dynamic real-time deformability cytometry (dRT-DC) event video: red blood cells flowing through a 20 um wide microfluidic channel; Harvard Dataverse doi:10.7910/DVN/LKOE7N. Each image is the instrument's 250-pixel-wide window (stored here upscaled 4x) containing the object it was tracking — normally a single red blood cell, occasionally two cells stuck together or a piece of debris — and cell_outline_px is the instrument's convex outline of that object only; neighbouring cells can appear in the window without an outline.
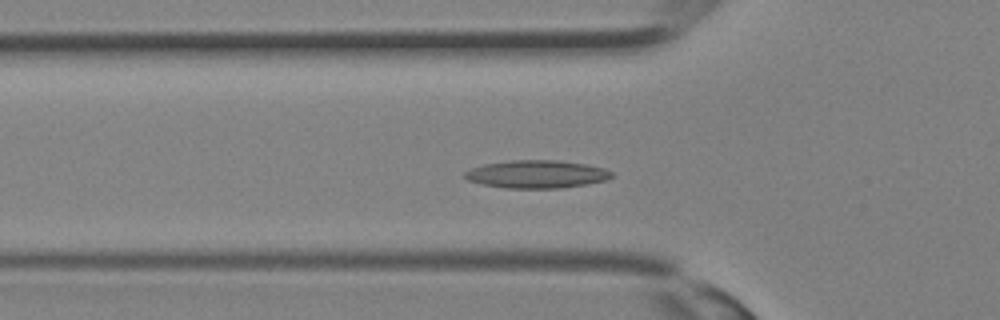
{"species": "Egyptian fruit bat (a non-hibernating species)", "species_latin": "Rousettus aegyptiacus", "temperature_condition": "room temperature", "stored_images_in_passage": 22, "camera_frame_rate_fps": 3000, "um_per_image_px": 0.085, "animal": {"sex": "female"}, "frame": {"image": 1, "passage_image": 4, "time_ms": 1.0, "image_size_px": [1000, 320], "cell_outline_px": [[612, 176], [604, 180], [584, 184], [560, 188], [504, 188], [484, 184], [468, 180], [464, 176], [464, 172], [472, 168], [484, 164], [512, 160], [556, 160], [584, 164], [604, 168], [612, 172]], "centroid_in_image_um": [45.59, 14.8], "position_along_channel_um": 80.2, "area_um2": 23.52}}
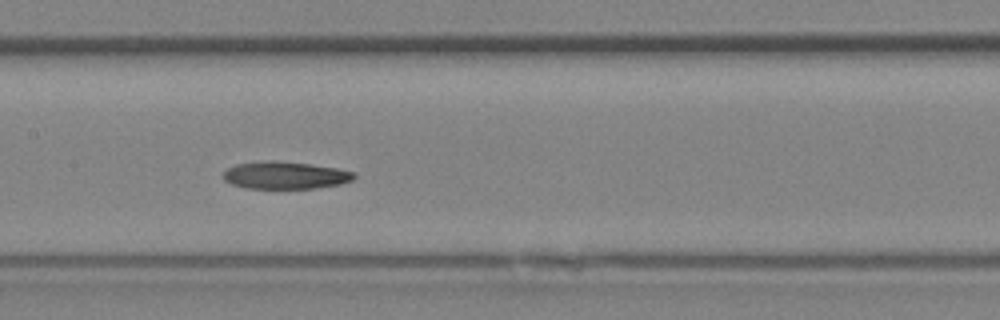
{"frame": {"image": 2, "passage_image": 9, "time_ms": 2.667, "image_size_px": [1000, 320], "cell_outline_px": [[356, 176], [352, 180], [340, 184], [316, 188], [248, 188], [232, 184], [224, 180], [224, 172], [228, 168], [236, 164], [272, 160], [312, 164], [336, 168], [356, 172]], "centroid_in_image_um": [24.27, 14.89], "position_along_channel_um": 183.1, "area_um2": 20.75}}
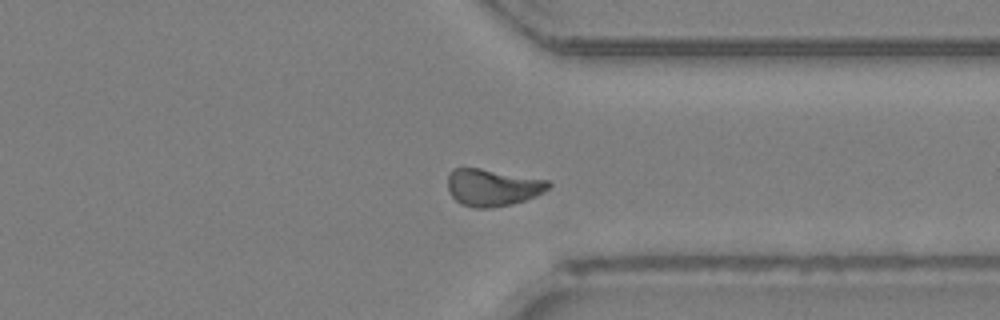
{"frame": {"image": 3, "passage_image": 18, "time_ms": 5.667, "image_size_px": [1000, 320], "cell_outline_px": [[552, 184], [544, 192], [536, 196], [512, 204], [492, 208], [476, 208], [460, 204], [452, 196], [448, 188], [448, 176], [456, 168], [480, 168], [548, 180]], "centroid_in_image_um": [41.88, 15.94], "position_along_channel_um": 369.5, "area_um2": 21.68}}